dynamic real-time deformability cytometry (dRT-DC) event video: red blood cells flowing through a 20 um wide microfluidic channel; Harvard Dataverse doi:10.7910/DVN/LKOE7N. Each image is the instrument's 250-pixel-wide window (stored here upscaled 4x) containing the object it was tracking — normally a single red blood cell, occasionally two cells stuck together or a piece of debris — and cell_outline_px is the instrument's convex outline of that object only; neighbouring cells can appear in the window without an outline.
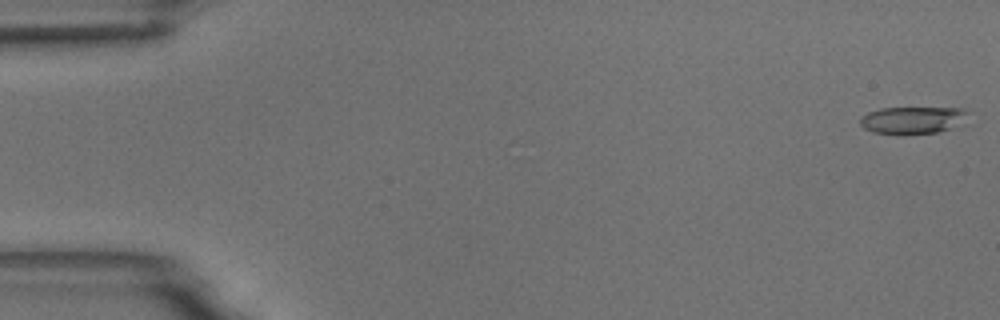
{"species": "common noctule bat (a hibernating species)", "species_latin": "Nyctalus noctula", "temperature_condition": "room temperature", "stored_images_in_passage": 6, "camera_frame_rate_fps": 3000, "um_per_image_px": 0.085, "animal": {"sex": "male", "body_mass_g": 18.8}, "frame": {"image": 1, "passage_image": 1, "time_ms": 0.0, "image_size_px": [1000, 320], "cell_outline_px": [[968, 112], [948, 128], [936, 132], [904, 136], [896, 136], [872, 132], [864, 128], [860, 124], [860, 120], [868, 112], [880, 108], [964, 108]], "centroid_in_image_um": [77.41, 10.23], "position_along_channel_um": 7.6, "area_um2": 16.88}}
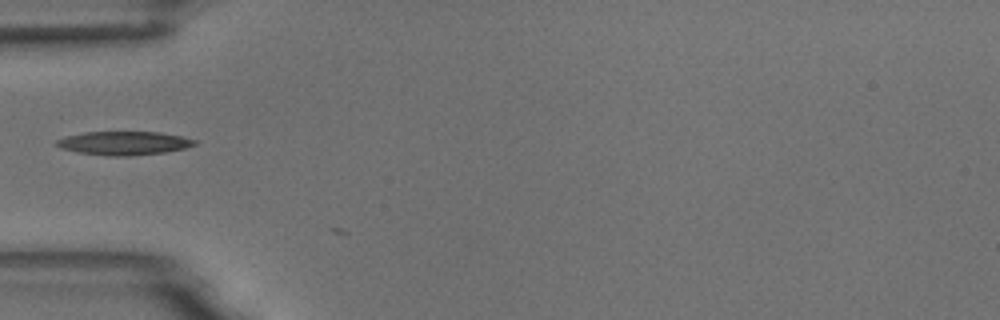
{"frame": {"image": 2, "passage_image": 6, "time_ms": 5.667, "image_size_px": [1000, 320], "cell_outline_px": [[196, 144], [184, 148], [164, 152], [128, 156], [108, 156], [76, 152], [60, 148], [56, 144], [56, 140], [68, 136], [84, 132], [160, 132], [180, 136], [196, 140]], "centroid_in_image_um": [10.51, 12.17], "position_along_channel_um": 74.5, "area_um2": 18.84}}